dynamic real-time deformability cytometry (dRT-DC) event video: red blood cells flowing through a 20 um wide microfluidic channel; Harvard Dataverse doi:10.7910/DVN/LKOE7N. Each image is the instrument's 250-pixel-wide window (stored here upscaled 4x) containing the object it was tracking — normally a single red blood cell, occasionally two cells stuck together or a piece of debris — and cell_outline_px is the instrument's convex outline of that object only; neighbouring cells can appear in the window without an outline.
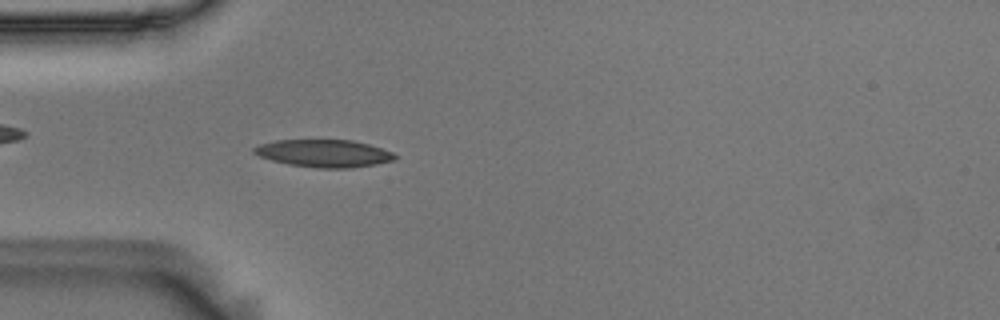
{"species": "Egyptian fruit bat (a non-hibernating species)", "species_latin": "Rousettus aegyptiacus", "temperature_condition": "room temperature", "stored_images_in_passage": 54, "camera_frame_rate_fps": 3000, "um_per_image_px": 0.085, "animal": {"sex": "male"}, "frame": {"image": 1, "passage_image": 15, "time_ms": 4.667, "image_size_px": [1000, 320], "cell_outline_px": [[396, 160], [376, 164], [352, 168], [316, 168], [288, 164], [272, 160], [260, 156], [252, 152], [252, 148], [260, 144], [276, 140], [352, 140], [368, 144], [392, 152], [396, 156]], "centroid_in_image_um": [27.53, 13.04], "position_along_channel_um": 57.5, "area_um2": 22.54}}
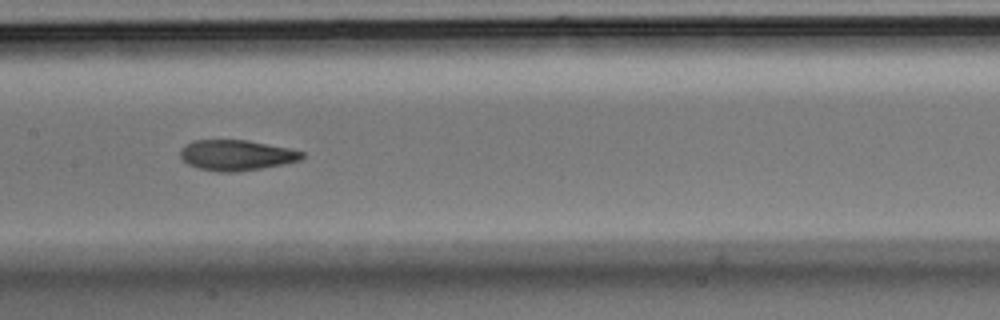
{"frame": {"image": 2, "passage_image": 26, "time_ms": 8.333, "image_size_px": [1000, 320], "cell_outline_px": [[304, 156], [300, 160], [284, 164], [236, 172], [216, 172], [200, 168], [188, 164], [180, 156], [180, 148], [196, 140], [248, 140], [288, 148], [304, 152]], "centroid_in_image_um": [20.1, 13.19], "position_along_channel_um": 187.3, "area_um2": 21.5}}
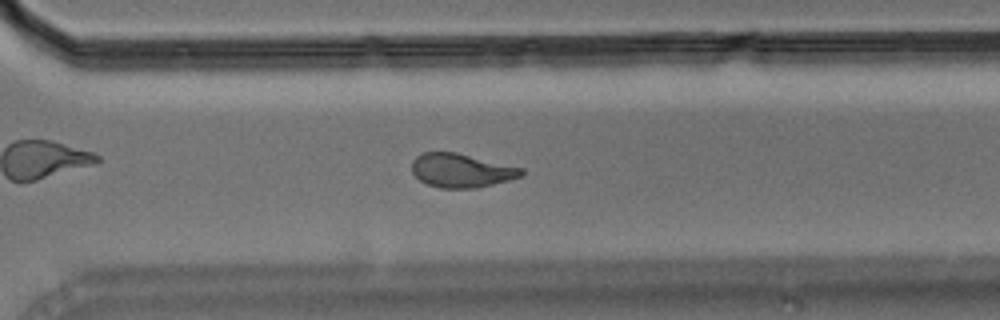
{"frame": {"image": 3, "passage_image": 38, "time_ms": 12.333, "image_size_px": [1000, 320], "cell_outline_px": [[524, 172], [520, 176], [508, 180], [476, 188], [440, 188], [428, 184], [420, 180], [412, 172], [412, 160], [416, 156], [424, 152], [456, 152], [524, 168]], "centroid_in_image_um": [39.2, 14.48], "position_along_channel_um": 331.4, "area_um2": 21.5}, "authors_computed_cell_mechanics": {"area_um2": 21.9062, "velocity_mm_per_s": 3.6116, "shape_relaxation_time_tau1_ms": 5.8935, "shape_relaxation_time_tau2_ms": 2.2061, "deformation_change_tau1": 0.1811, "deformation_change_tau2": 0.0866}}